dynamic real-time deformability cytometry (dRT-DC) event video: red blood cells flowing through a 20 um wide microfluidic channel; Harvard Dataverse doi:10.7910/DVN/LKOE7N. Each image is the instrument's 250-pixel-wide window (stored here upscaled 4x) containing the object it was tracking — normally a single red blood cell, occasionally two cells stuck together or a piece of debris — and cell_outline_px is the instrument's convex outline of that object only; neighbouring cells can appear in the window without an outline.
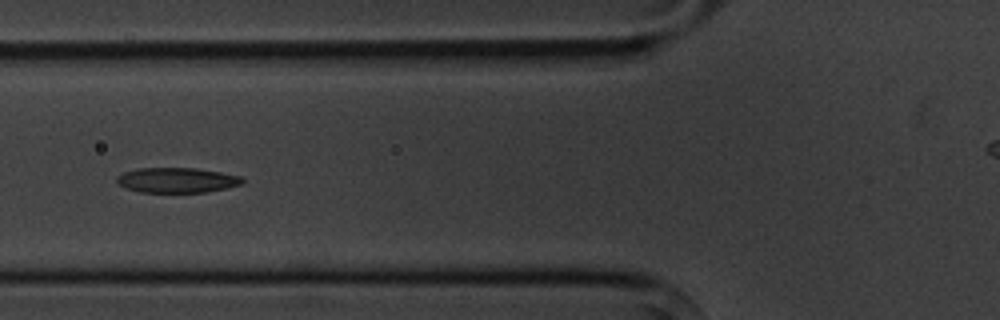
{"species": "common noctule bat (a hibernating species)", "species_latin": "Nyctalus noctula", "temperature_condition": "cold", "stored_images_in_passage": 8, "camera_frame_rate_fps": 3000, "um_per_image_px": 0.085, "animal": {"sex": "male", "body_mass_g": 20.1, "forearm_length_mm": 53.5}, "frame": {"image": 1, "passage_image": 6, "time_ms": 6.0, "image_size_px": [1000, 320], "cell_outline_px": [[244, 184], [228, 188], [204, 192], [140, 192], [124, 188], [116, 184], [116, 176], [124, 172], [136, 168], [196, 168], [220, 172], [240, 176], [244, 180]], "centroid_in_image_um": [15.01, 15.31], "position_along_channel_um": 110.8, "area_um2": 18.55}}
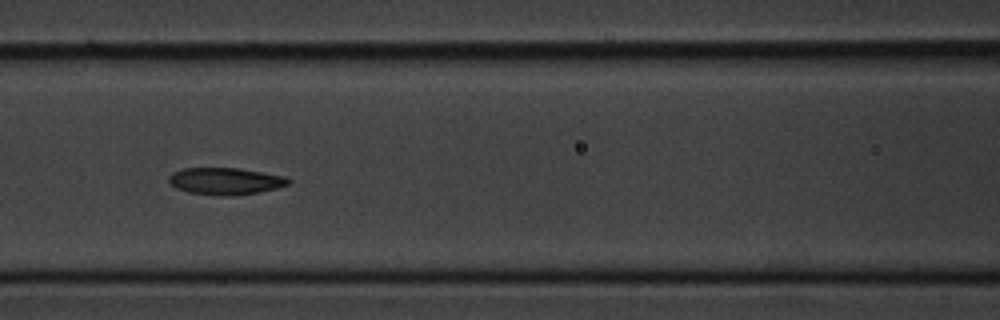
{"frame": {"image": 2, "passage_image": 7, "time_ms": 7.0, "image_size_px": [1000, 320], "cell_outline_px": [[292, 180], [288, 184], [276, 188], [260, 192], [232, 196], [216, 196], [188, 192], [176, 188], [168, 184], [168, 176], [172, 172], [184, 168], [240, 168], [288, 176]], "centroid_in_image_um": [19.16, 15.4], "position_along_channel_um": 147.4, "area_um2": 19.19}}
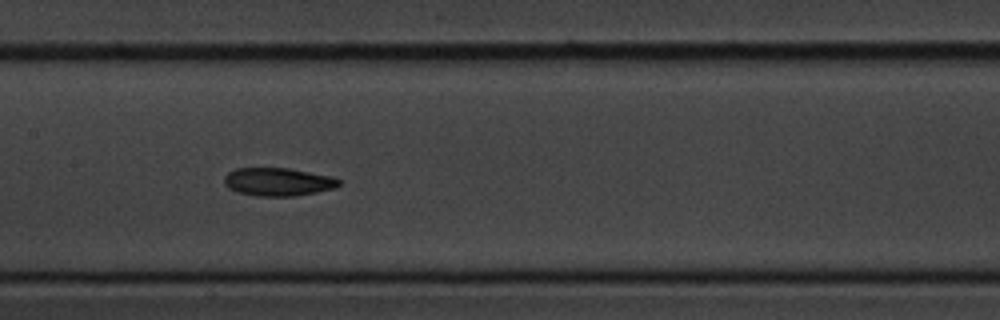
{"frame": {"image": 3, "passage_image": 8, "time_ms": 8.0, "image_size_px": [1000, 320], "cell_outline_px": [[340, 184], [332, 188], [316, 192], [296, 196], [256, 196], [236, 192], [228, 188], [224, 184], [224, 176], [228, 172], [236, 168], [288, 168], [332, 176], [340, 180]], "centroid_in_image_um": [23.59, 15.45], "position_along_channel_um": 183.8, "area_um2": 18.84}}